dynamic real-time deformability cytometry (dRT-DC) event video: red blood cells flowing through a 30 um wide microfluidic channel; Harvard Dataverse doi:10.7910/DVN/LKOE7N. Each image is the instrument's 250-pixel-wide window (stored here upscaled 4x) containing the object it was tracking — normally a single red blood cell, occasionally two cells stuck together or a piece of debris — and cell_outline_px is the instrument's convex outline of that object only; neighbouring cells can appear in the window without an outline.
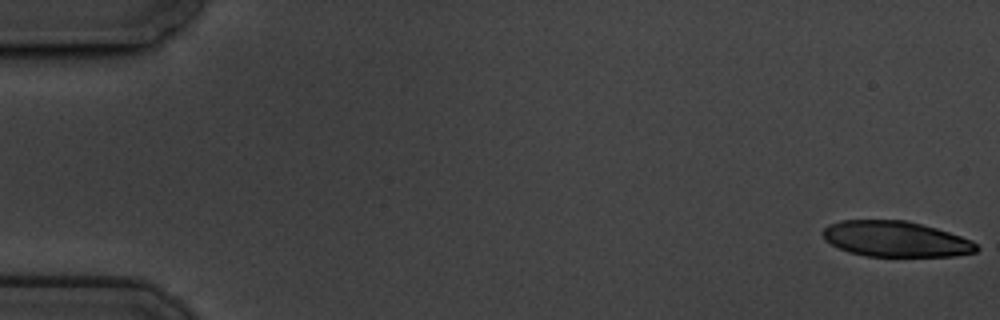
{"species": "common noctule bat (a hibernating species)", "species_latin": "Nyctalus noctula", "temperature_condition": "cold", "stored_images_in_passage": 59, "camera_frame_rate_fps": 3000, "um_per_image_px": 0.085, "animal": {"sex": "male", "body_mass_g": 19.5, "forearm_length_mm": 54.6}, "frame": {"image": 1, "passage_image": 1, "time_ms": 0.0, "image_size_px": [1000, 320], "cell_outline_px": [[980, 248], [976, 252], [956, 256], [868, 256], [848, 252], [824, 240], [820, 232], [828, 224], [840, 220], [904, 220], [936, 228], [972, 240]], "centroid_in_image_um": [76.11, 20.31], "position_along_channel_um": 8.9, "area_um2": 31.96}}
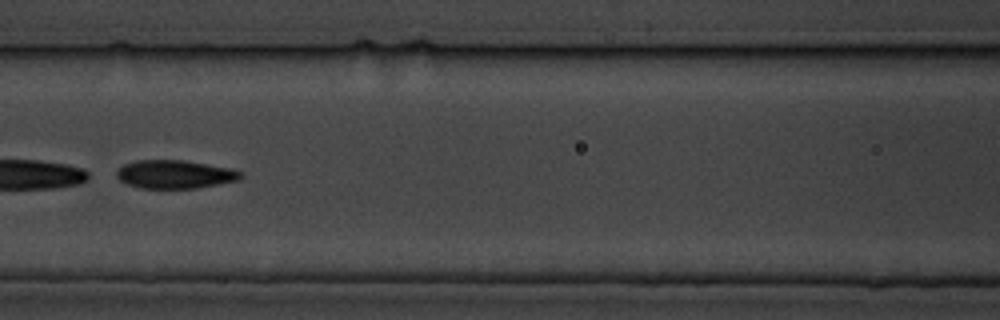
{"frame": {"image": 2, "passage_image": 27, "time_ms": 8.667, "image_size_px": [1000, 320], "cell_outline_px": [[244, 176], [240, 180], [196, 188], [140, 188], [128, 184], [120, 180], [116, 176], [116, 172], [124, 164], [136, 160], [184, 160], [232, 168], [244, 172]], "centroid_in_image_um": [14.92, 14.81], "position_along_channel_um": 151.7, "area_um2": 20.63}}